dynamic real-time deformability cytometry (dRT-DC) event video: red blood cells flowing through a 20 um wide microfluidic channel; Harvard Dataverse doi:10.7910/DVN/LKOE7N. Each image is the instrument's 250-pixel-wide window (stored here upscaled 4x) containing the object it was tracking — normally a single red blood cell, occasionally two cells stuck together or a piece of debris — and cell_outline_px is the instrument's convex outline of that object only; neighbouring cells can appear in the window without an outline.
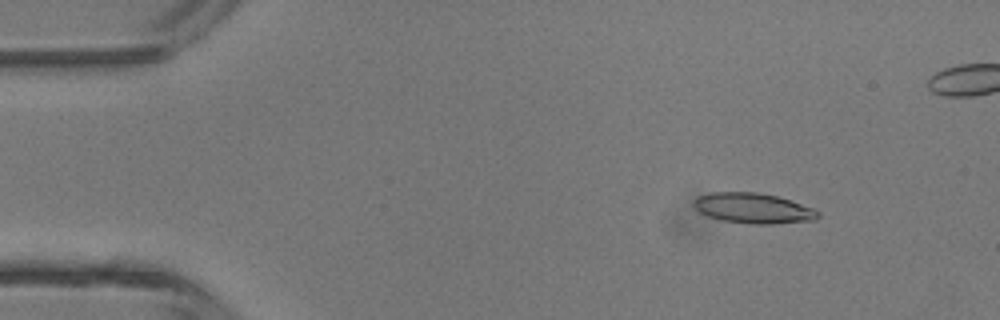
{"species": "common noctule bat (a hibernating species)", "species_latin": "Nyctalus noctula", "temperature_condition": "room temperature", "stored_images_in_passage": 5, "camera_frame_rate_fps": 3000, "um_per_image_px": 0.085, "animal": {"sex": "male", "body_mass_g": 13.3}, "frame": {"image": 1, "passage_image": 2, "time_ms": 0.333, "image_size_px": [1000, 320], "cell_outline_px": [[820, 216], [816, 220], [772, 224], [752, 224], [724, 220], [708, 216], [700, 212], [692, 204], [692, 200], [696, 196], [712, 192], [756, 192], [776, 196], [812, 208], [820, 212]], "centroid_in_image_um": [64.0, 17.7], "position_along_channel_um": 21.0, "area_um2": 21.85}}